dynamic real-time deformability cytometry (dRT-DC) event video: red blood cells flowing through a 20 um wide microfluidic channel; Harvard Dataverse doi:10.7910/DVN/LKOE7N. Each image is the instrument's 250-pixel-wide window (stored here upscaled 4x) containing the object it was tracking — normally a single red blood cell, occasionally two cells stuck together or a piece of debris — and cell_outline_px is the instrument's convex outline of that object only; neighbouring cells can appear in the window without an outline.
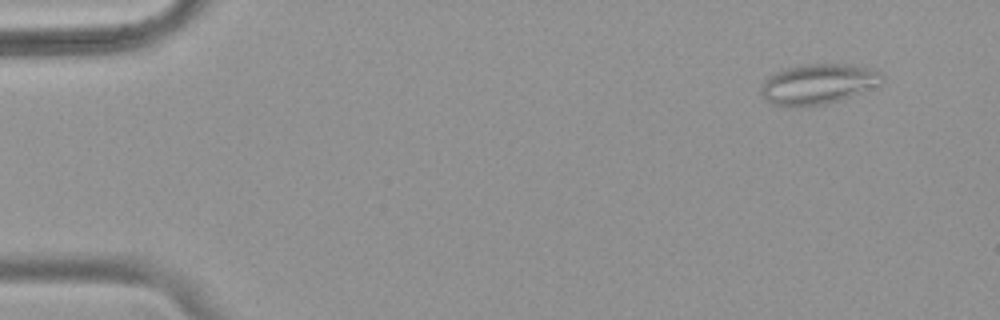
{"species": "common noctule bat (a hibernating species)", "species_latin": "Nyctalus noctula", "temperature_condition": "warm", "stored_images_in_passage": 54, "camera_frame_rate_fps": 3000, "um_per_image_px": 0.085, "animal": {"sex": "female", "body_mass_g": 18.4}, "frame": {"image": 1, "passage_image": 5, "time_ms": 1.333, "image_size_px": [1000, 320], "cell_outline_px": [[884, 80], [880, 84], [848, 96], [824, 104], [772, 104], [760, 92], [760, 88], [764, 80], [768, 76], [784, 68], [804, 64], [848, 64], [868, 68], [880, 72], [884, 76]], "centroid_in_image_um": [69.53, 7.09], "position_along_channel_um": 15.5, "area_um2": 27.46}}
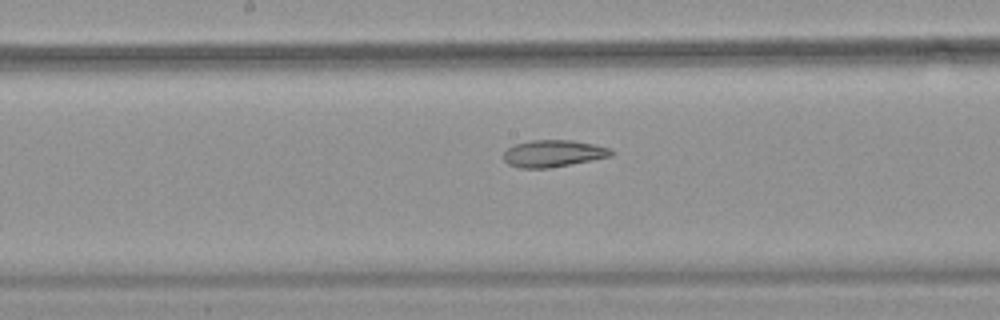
{"frame": {"image": 2, "passage_image": 29, "time_ms": 9.333, "image_size_px": [1000, 320], "cell_outline_px": [[616, 152], [612, 156], [548, 168], [520, 168], [508, 164], [504, 160], [504, 152], [512, 144], [532, 140], [572, 140], [592, 144], [608, 148]], "centroid_in_image_um": [47.0, 13.04], "position_along_channel_um": 201.2, "area_um2": 16.82}}
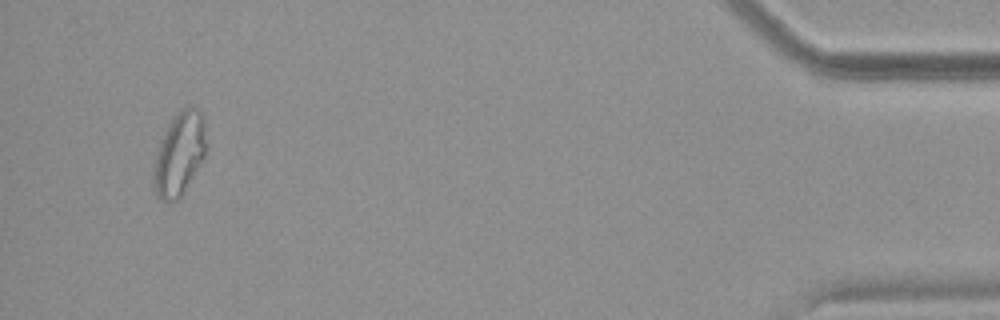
{"frame": {"image": 3, "passage_image": 52, "time_ms": 17.0, "image_size_px": [1000, 320], "cell_outline_px": [[204, 156], [200, 164], [180, 196], [176, 200], [168, 204], [160, 200], [156, 196], [152, 184], [152, 172], [156, 152], [160, 140], [172, 116], [180, 108], [196, 108], [204, 116]], "centroid_in_image_um": [15.18, 13.11], "position_along_channel_um": 420.0, "area_um2": 25.49}, "authors_computed_cell_mechanics": {"area_um2": 21.9351, "velocity_mm_per_s": 3.7848, "shape_relaxation_time_tau1_ms": null, "shape_relaxation_time_tau2_ms": 4.0632, "deformation_change_tau1": null, "deformation_change_tau2": 0.1126}}